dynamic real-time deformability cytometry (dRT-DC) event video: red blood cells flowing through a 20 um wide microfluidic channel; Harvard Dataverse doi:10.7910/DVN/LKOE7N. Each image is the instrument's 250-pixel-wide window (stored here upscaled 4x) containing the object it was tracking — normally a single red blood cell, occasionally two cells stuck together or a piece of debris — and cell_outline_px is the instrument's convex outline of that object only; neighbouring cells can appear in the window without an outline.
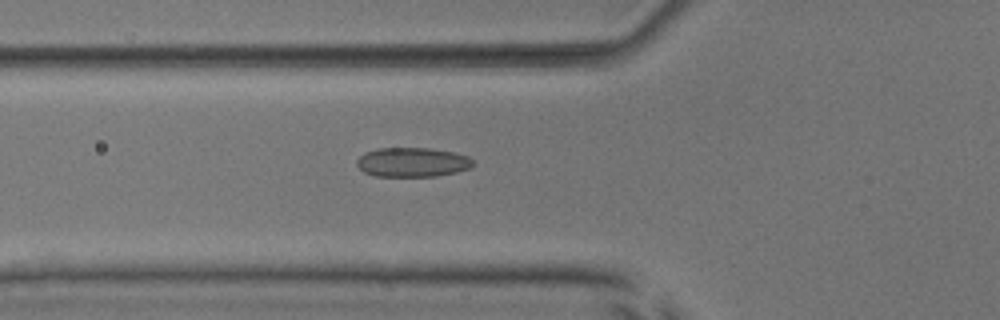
{"species": "common noctule bat (a hibernating species)", "species_latin": "Nyctalus noctula", "temperature_condition": "room temperature", "stored_images_in_passage": 41, "camera_frame_rate_fps": 3000, "um_per_image_px": 0.085, "animal": {"sex": "male", "body_mass_g": 17.9, "forearm_length_mm": 54.2}, "frame": {"image": 1, "passage_image": 10, "time_ms": 3.0, "image_size_px": [1000, 320], "cell_outline_px": [[472, 168], [456, 172], [436, 176], [376, 176], [364, 172], [356, 164], [356, 160], [364, 152], [376, 148], [428, 148], [456, 152], [468, 156], [472, 160]], "centroid_in_image_um": [35.05, 13.78], "position_along_channel_um": 90.8, "area_um2": 20.0}}
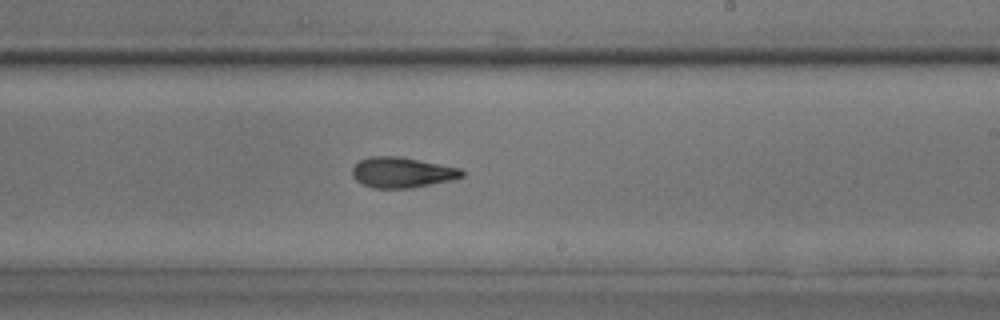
{"frame": {"image": 2, "passage_image": 23, "time_ms": 7.333, "image_size_px": [1000, 320], "cell_outline_px": [[464, 176], [452, 180], [412, 188], [372, 188], [356, 180], [352, 176], [352, 168], [360, 160], [368, 156], [400, 156], [460, 168], [464, 172]], "centroid_in_image_um": [34.17, 14.65], "position_along_channel_um": 254.8, "area_um2": 19.54}}
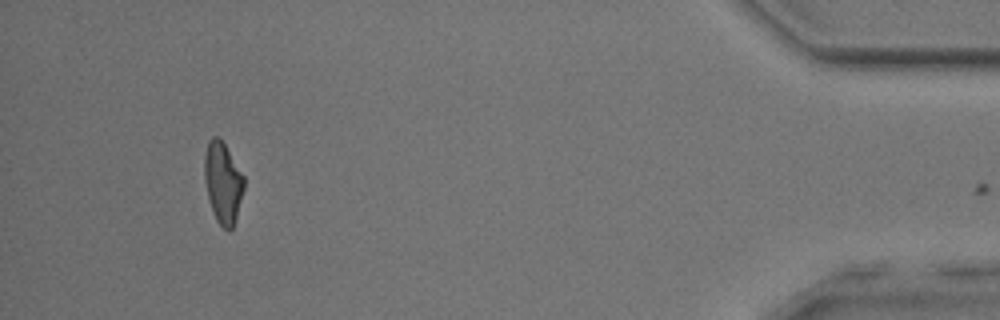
{"frame": {"image": 3, "passage_image": 40, "time_ms": 13.0, "image_size_px": [1000, 320], "cell_outline_px": [[244, 188], [236, 216], [232, 228], [228, 232], [216, 220], [208, 196], [204, 180], [204, 156], [208, 140], [212, 136], [216, 136], [224, 144], [244, 176]], "centroid_in_image_um": [18.93, 15.51], "position_along_channel_um": 416.3, "area_um2": 18.38}, "authors_computed_cell_mechanics": {"area_um2": 19.2474, "velocity_mm_per_s": 4.011, "shape_relaxation_time_tau1_ms": null, "shape_relaxation_time_tau2_ms": 5.599, "deformation_change_tau1": null, "deformation_change_tau2": 0.1443}}